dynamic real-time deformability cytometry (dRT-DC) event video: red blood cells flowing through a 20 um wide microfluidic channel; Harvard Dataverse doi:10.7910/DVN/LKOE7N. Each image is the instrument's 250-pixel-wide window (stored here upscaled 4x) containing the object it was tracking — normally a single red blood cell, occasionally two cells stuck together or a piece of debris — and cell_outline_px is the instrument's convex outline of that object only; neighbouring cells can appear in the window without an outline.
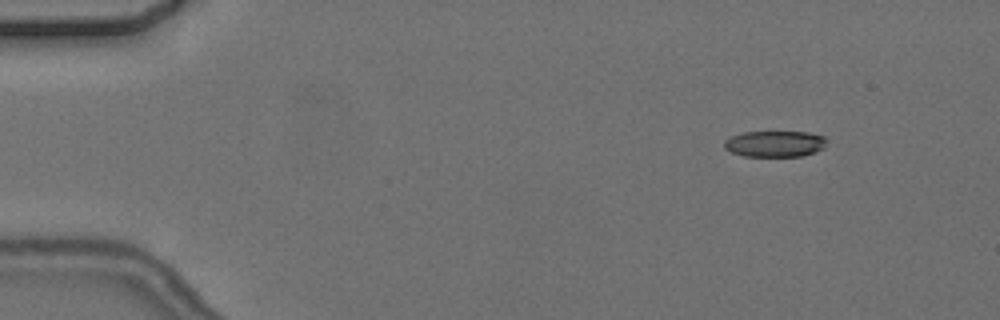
{"species": "common noctule bat (a hibernating species)", "species_latin": "Nyctalus noctula", "temperature_condition": "cold", "stored_images_in_passage": 4, "camera_frame_rate_fps": 3000, "um_per_image_px": 0.085, "animal": {"sex": "female", "body_mass_g": 24.6, "forearm_length_mm": 56.2}, "frame": {"image": 1, "passage_image": 2, "time_ms": 1.0, "image_size_px": [1000, 320], "cell_outline_px": [[828, 140], [824, 148], [816, 152], [800, 156], [744, 156], [732, 152], [724, 148], [724, 140], [732, 136], [744, 132], [808, 132], [824, 136]], "centroid_in_image_um": [65.9, 12.22], "position_along_channel_um": 19.1, "area_um2": 15.66}}
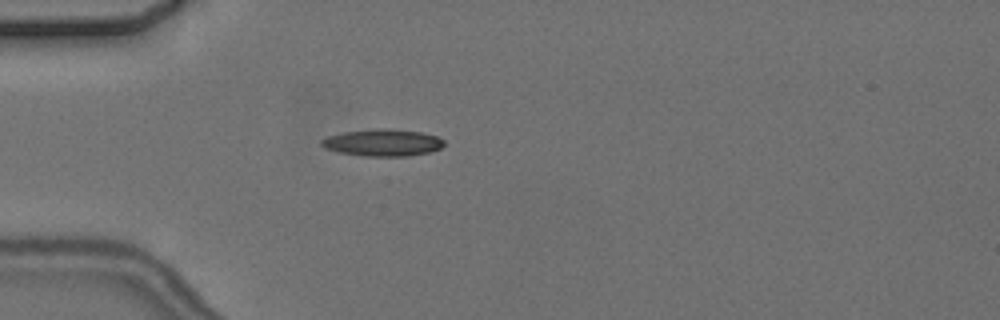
{"frame": {"image": 2, "passage_image": 4, "time_ms": 4.333, "image_size_px": [1000, 320], "cell_outline_px": [[444, 144], [440, 148], [428, 152], [408, 156], [364, 156], [340, 152], [324, 148], [320, 144], [320, 140], [328, 136], [344, 132], [376, 128], [392, 128], [420, 132], [436, 136], [444, 140]], "centroid_in_image_um": [32.51, 12.11], "position_along_channel_um": 52.5, "area_um2": 19.25}}